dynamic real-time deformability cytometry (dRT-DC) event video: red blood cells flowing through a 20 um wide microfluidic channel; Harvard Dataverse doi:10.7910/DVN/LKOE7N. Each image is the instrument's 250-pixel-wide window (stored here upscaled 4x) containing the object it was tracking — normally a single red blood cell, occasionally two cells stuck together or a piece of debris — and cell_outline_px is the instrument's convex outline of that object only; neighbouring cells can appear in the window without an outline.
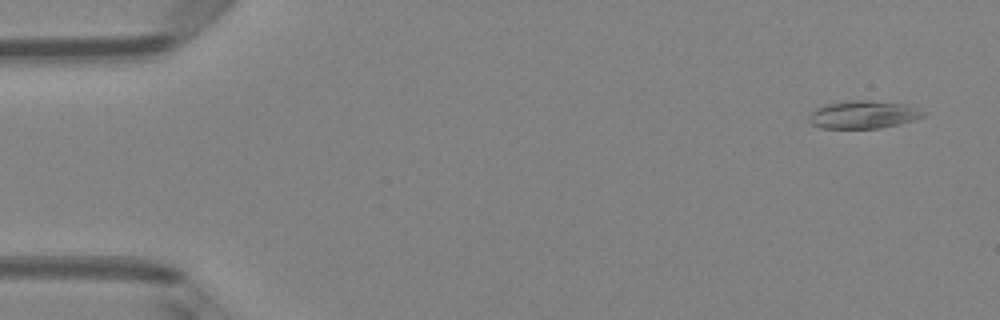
{"species": "Egyptian fruit bat (a non-hibernating species)", "species_latin": "Rousettus aegyptiacus", "temperature_condition": "room temperature", "stored_images_in_passage": 4, "camera_frame_rate_fps": 3000, "um_per_image_px": 0.085, "animal": {"sex": "female"}, "frame": {"image": 1, "passage_image": 1, "time_ms": 0.0, "image_size_px": [1000, 320], "cell_outline_px": [[928, 112], [924, 116], [900, 124], [880, 128], [820, 128], [812, 124], [808, 120], [808, 116], [816, 108], [828, 104], [848, 100], [868, 100], [904, 104]], "centroid_in_image_um": [73.38, 9.74], "position_along_channel_um": 11.6, "area_um2": 18.5}}
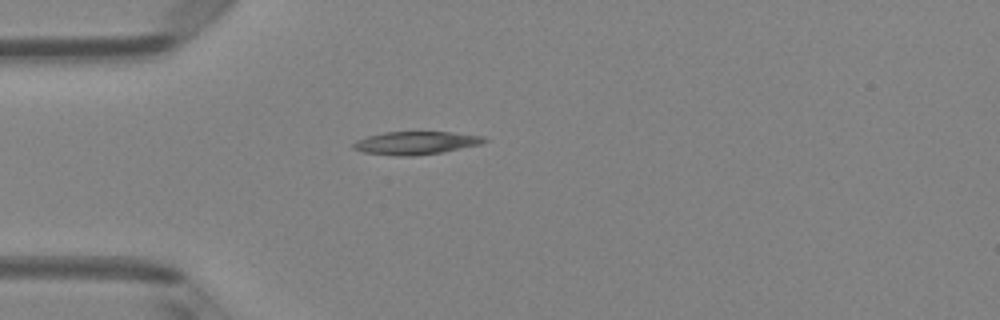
{"frame": {"image": 2, "passage_image": 4, "time_ms": 1.0, "image_size_px": [1000, 320], "cell_outline_px": [[488, 140], [480, 144], [444, 152], [412, 156], [396, 156], [364, 152], [352, 148], [352, 144], [356, 140], [368, 136], [384, 132], [452, 132], [484, 136]], "centroid_in_image_um": [35.34, 12.15], "position_along_channel_um": 49.7, "area_um2": 17.57}}